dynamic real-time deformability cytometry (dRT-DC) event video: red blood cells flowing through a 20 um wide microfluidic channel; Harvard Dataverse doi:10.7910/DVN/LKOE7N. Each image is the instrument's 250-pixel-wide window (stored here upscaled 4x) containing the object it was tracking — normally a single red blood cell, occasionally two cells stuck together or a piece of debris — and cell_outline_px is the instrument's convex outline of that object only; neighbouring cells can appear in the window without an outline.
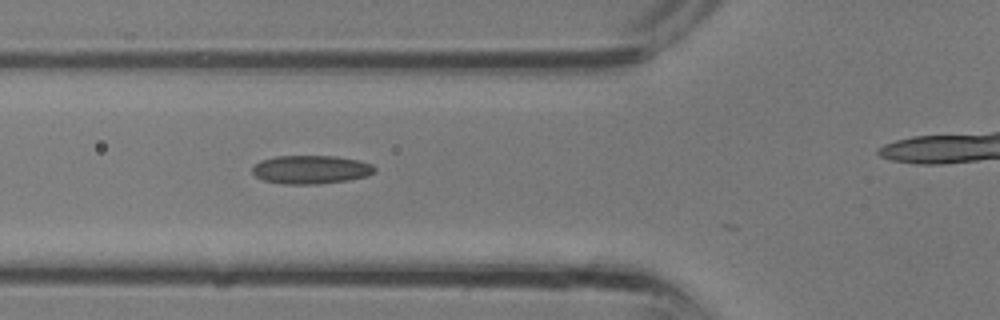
{"species": "common noctule bat (a hibernating species)", "species_latin": "Nyctalus noctula", "temperature_condition": "room temperature", "stored_images_in_passage": 2, "camera_frame_rate_fps": 3000, "um_per_image_px": 0.085, "animal": {"sex": "male", "body_mass_g": 13.3}, "frame": {"image": 1, "passage_image": 2, "time_ms": 0.333, "image_size_px": [1000, 320], "cell_outline_px": [[376, 172], [368, 176], [348, 180], [320, 184], [284, 184], [264, 180], [256, 176], [252, 172], [252, 168], [260, 160], [276, 156], [336, 156], [360, 160], [372, 164], [376, 168]], "centroid_in_image_um": [26.47, 14.41], "position_along_channel_um": 99.3, "area_um2": 20.46}}